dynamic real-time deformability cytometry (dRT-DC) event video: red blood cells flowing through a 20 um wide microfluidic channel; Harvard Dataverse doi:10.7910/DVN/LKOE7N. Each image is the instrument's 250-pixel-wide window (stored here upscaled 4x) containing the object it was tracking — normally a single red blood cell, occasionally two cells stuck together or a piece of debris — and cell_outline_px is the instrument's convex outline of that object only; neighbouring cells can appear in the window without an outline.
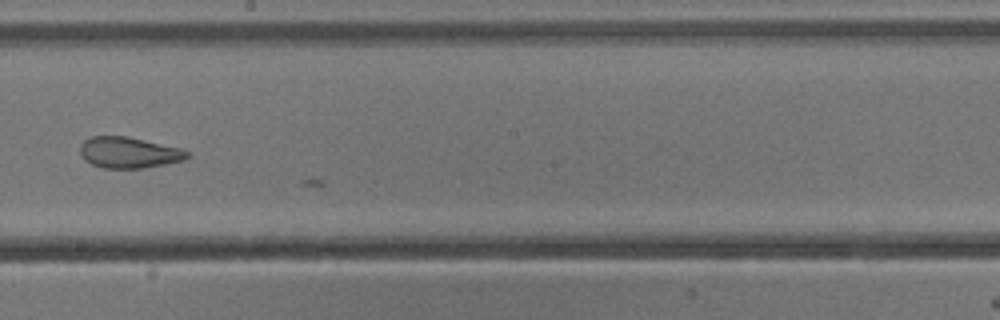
{"species": "common noctule bat (a hibernating species)", "species_latin": "Nyctalus noctula", "temperature_condition": "cold", "stored_images_in_passage": 33, "camera_frame_rate_fps": 3000, "um_per_image_px": 0.085, "animal": {"sex": "male", "body_mass_g": 13.3}, "frame": {"image": 1, "passage_image": 30, "time_ms": 9.667, "image_size_px": [1000, 320], "cell_outline_px": [[188, 156], [184, 160], [144, 168], [104, 168], [92, 164], [84, 160], [80, 156], [80, 144], [84, 140], [92, 136], [128, 136], [180, 148], [188, 152]], "centroid_in_image_um": [10.91, 12.96], "position_along_channel_um": 237.3, "area_um2": 19.36}}